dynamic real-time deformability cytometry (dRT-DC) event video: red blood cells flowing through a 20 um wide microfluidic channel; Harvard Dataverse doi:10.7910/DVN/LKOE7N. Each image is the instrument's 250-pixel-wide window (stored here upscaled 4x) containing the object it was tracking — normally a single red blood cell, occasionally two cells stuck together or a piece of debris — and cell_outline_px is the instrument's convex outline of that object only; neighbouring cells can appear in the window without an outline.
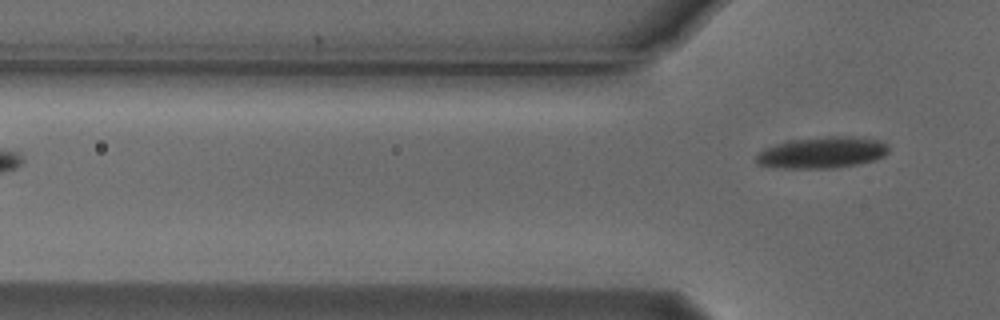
{"species": "Egyptian fruit bat (a non-hibernating species)", "species_latin": "Rousettus aegyptiacus", "temperature_condition": "cold", "stored_images_in_passage": 3, "camera_frame_rate_fps": 3000, "um_per_image_px": 0.085, "animal": {"sex": "male"}, "frame": {"image": 1, "passage_image": 3, "time_ms": 0.667, "image_size_px": [1000, 320], "cell_outline_px": [[888, 152], [884, 156], [876, 160], [860, 164], [836, 168], [784, 168], [760, 164], [752, 160], [764, 148], [776, 144], [792, 140], [828, 136], [860, 136], [884, 140], [888, 144]], "centroid_in_image_um": [69.97, 12.96], "position_along_channel_um": 55.8, "area_um2": 24.57}}